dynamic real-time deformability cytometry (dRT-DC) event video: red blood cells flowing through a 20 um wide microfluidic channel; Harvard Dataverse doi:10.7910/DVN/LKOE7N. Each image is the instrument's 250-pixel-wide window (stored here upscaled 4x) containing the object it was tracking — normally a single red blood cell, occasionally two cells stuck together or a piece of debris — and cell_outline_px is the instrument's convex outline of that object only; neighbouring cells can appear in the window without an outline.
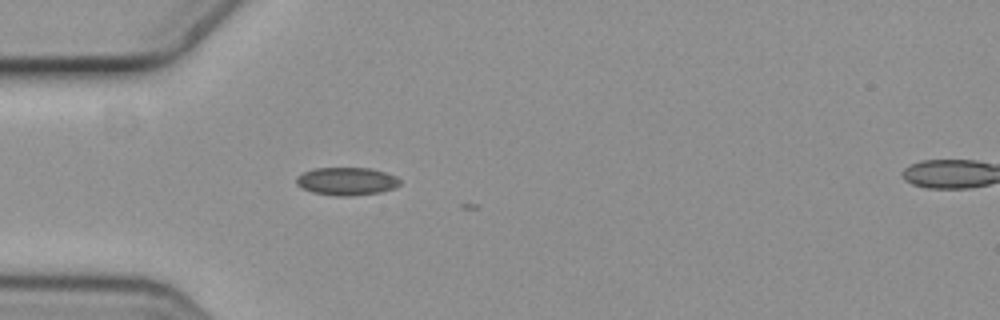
{"species": "common noctule bat (a hibernating species)", "species_latin": "Nyctalus noctula", "temperature_condition": "cold", "stored_images_in_passage": 5, "camera_frame_rate_fps": 3000, "um_per_image_px": 0.085, "animal": {"sex": "female", "body_mass_g": 19.3, "forearm_length_mm": 54.1}, "frame": {"image": 1, "passage_image": 5, "time_ms": 1.333, "image_size_px": [1000, 320], "cell_outline_px": [[400, 184], [392, 188], [380, 192], [352, 196], [336, 196], [312, 192], [300, 188], [296, 184], [296, 176], [304, 172], [316, 168], [372, 168], [396, 176], [400, 180]], "centroid_in_image_um": [29.43, 15.41], "position_along_channel_um": 55.6, "area_um2": 16.88}}